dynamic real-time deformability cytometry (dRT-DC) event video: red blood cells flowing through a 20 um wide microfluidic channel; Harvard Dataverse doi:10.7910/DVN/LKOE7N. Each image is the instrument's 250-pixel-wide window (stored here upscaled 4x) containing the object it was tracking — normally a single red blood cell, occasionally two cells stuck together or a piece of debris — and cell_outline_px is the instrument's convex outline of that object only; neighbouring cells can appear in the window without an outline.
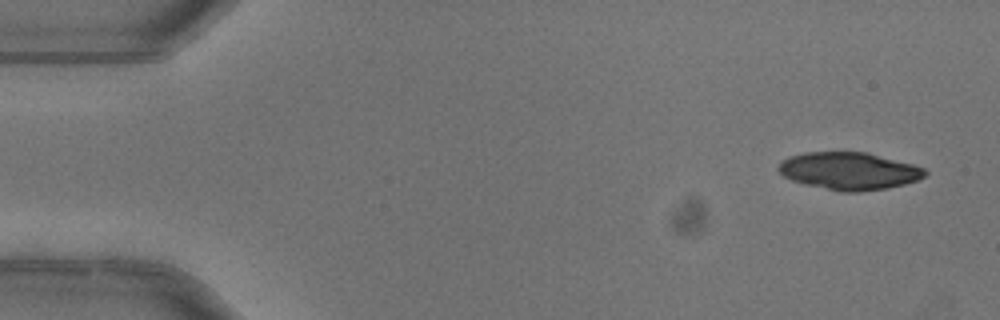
{"species": "common noctule bat (a hibernating species)", "species_latin": "Nyctalus noctula", "temperature_condition": "warm", "stored_images_in_passage": 4, "camera_frame_rate_fps": 3000, "um_per_image_px": 0.085, "animal": {"sex": "female"}, "frame": {"image": 1, "passage_image": 1, "time_ms": 0.0, "image_size_px": [1000, 320], "cell_outline_px": [[928, 172], [924, 176], [916, 180], [904, 184], [884, 188], [860, 192], [840, 192], [792, 180], [784, 176], [776, 168], [788, 156], [804, 152], [868, 152], [912, 164], [924, 168]], "centroid_in_image_um": [72.17, 14.52], "position_along_channel_um": 12.8, "area_um2": 31.73}}